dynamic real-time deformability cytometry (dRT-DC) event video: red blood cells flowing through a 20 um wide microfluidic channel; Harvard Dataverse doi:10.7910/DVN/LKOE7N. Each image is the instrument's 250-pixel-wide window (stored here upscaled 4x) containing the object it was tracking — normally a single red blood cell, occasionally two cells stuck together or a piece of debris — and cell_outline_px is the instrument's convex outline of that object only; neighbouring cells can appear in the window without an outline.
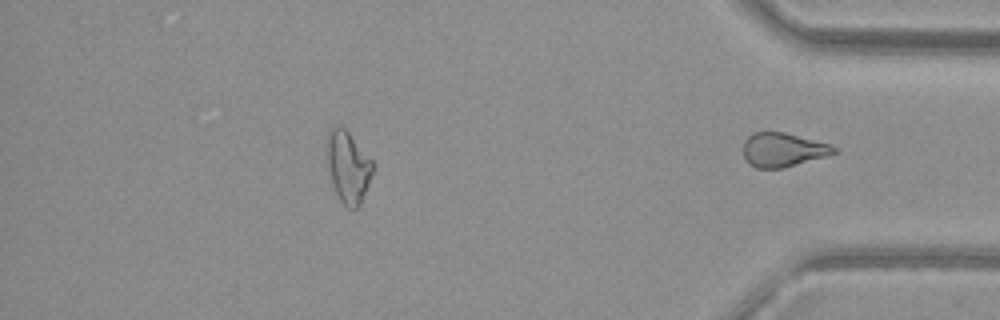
{"species": "common noctule bat (a hibernating species)", "species_latin": "Nyctalus noctula", "temperature_condition": "warm", "stored_images_in_passage": 40, "segment_of_instrument_passage": [2, 2], "camera_frame_rate_fps": 3000, "um_per_image_px": 0.085, "animal": {"sex": "female", "body_mass_g": 29.2, "forearm_length_mm": 56.3}, "frame": {"image": 1, "passage_image": 40, "time_ms": 13.0, "image_size_px": [1000, 320], "cell_outline_px": [[836, 152], [828, 156], [784, 168], [756, 168], [748, 164], [744, 156], [744, 140], [752, 132], [784, 132], [832, 144], [836, 148]], "centroid_in_image_um": [66.56, 12.73], "position_along_channel_um": 368.6, "area_um2": 18.15}}